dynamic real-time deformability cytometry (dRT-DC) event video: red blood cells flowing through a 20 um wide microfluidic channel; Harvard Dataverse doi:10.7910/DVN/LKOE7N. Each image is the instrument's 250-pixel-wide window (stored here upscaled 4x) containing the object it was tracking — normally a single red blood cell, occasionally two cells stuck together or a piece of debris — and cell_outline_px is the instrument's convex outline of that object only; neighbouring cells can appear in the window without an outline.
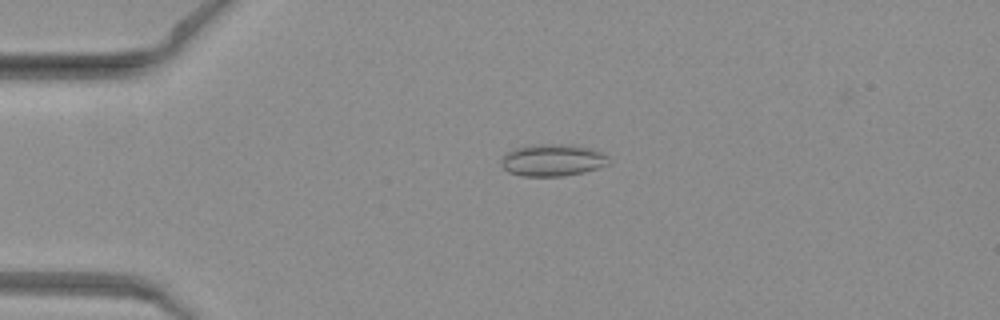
{"species": "common noctule bat (a hibernating species)", "species_latin": "Nyctalus noctula", "temperature_condition": "warm", "stored_images_in_passage": 53, "camera_frame_rate_fps": 3000, "um_per_image_px": 0.085, "animal": {"sex": "female", "body_mass_g": 19.3, "forearm_length_mm": 54.1}, "frame": {"image": 1, "passage_image": 13, "time_ms": 4.0, "image_size_px": [1000, 320], "cell_outline_px": [[608, 164], [584, 172], [564, 176], [520, 176], [508, 172], [500, 164], [500, 160], [508, 152], [516, 148], [536, 144], [572, 144], [588, 148], [600, 152], [604, 156]], "centroid_in_image_um": [46.9, 13.62], "position_along_channel_um": 38.1, "area_um2": 19.83}}
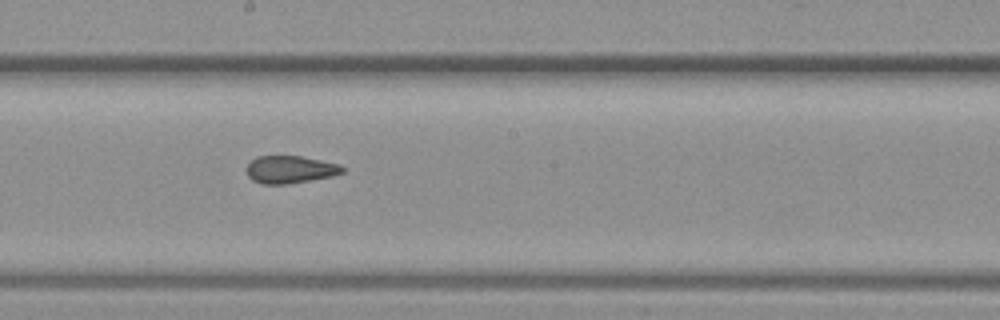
{"frame": {"image": 2, "passage_image": 30, "time_ms": 9.667, "image_size_px": [1000, 320], "cell_outline_px": [[344, 172], [332, 176], [288, 184], [260, 184], [252, 180], [248, 176], [244, 168], [256, 156], [300, 156], [340, 164], [344, 168]], "centroid_in_image_um": [24.62, 14.41], "position_along_channel_um": 223.6, "area_um2": 15.49}}
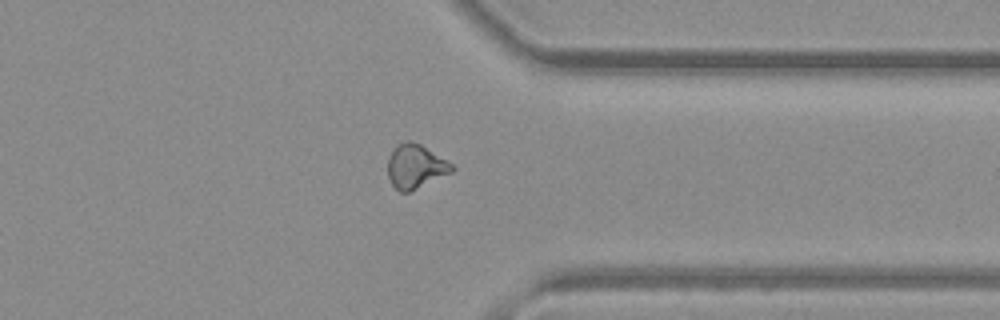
{"frame": {"image": 3, "passage_image": 42, "time_ms": 13.667, "image_size_px": [1000, 320], "cell_outline_px": [[456, 168], [452, 172], [408, 192], [400, 192], [392, 184], [388, 176], [388, 156], [404, 140], [408, 140], [420, 144], [452, 164]], "centroid_in_image_um": [35.31, 14.15], "position_along_channel_um": 376.1, "area_um2": 16.07}}